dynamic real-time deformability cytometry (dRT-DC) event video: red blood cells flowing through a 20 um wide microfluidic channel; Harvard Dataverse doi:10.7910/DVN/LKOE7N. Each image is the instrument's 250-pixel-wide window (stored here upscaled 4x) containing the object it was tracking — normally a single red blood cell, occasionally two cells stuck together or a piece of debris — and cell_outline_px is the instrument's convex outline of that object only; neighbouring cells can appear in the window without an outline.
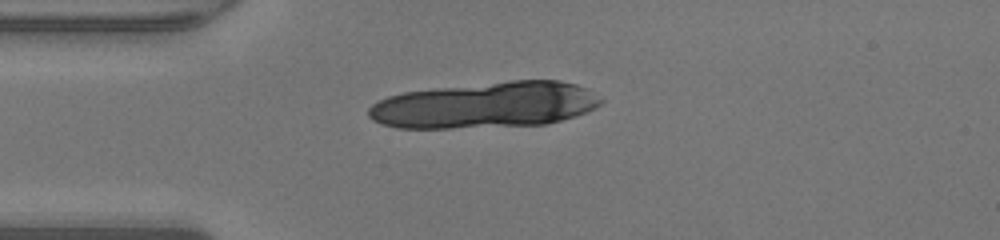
{"species": "human", "species_latin": "Homo sapiens", "temperature_condition": "warm", "stored_images_in_passage": 7, "camera_frame_rate_fps": 3000, "um_per_image_px": 0.085, "donor": {"sex": "male"}, "frame": {"image": 1, "passage_image": 1, "time_ms": 0.0, "image_size_px": [1000, 240], "cell_outline_px": [[604, 100], [596, 108], [588, 112], [576, 116], [544, 124], [452, 128], [396, 128], [372, 120], [368, 116], [368, 108], [372, 104], [388, 96], [404, 92], [436, 88], [512, 80], [560, 80], [576, 84], [584, 88]], "centroid_in_image_um": [41.25, 8.93], "position_along_channel_um": 43.7, "area_um2": 62.25}}